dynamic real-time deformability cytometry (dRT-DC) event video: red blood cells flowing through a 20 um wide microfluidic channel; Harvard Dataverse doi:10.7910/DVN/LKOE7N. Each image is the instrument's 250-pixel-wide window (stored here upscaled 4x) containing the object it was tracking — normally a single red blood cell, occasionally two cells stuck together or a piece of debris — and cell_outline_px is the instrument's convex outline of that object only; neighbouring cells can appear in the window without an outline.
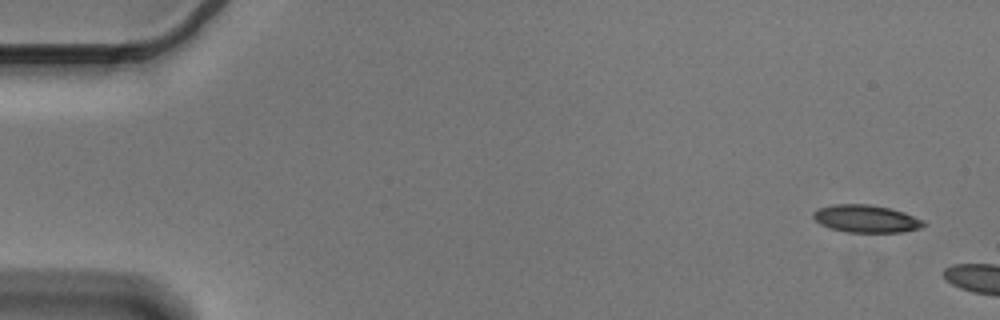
{"species": "Egyptian fruit bat (a non-hibernating species)", "species_latin": "Rousettus aegyptiacus", "temperature_condition": "cold", "stored_images_in_passage": 2, "camera_frame_rate_fps": 3000, "um_per_image_px": 0.085, "animal": {"sex": "male"}, "frame": {"image": 1, "passage_image": 1, "time_ms": 0.0, "image_size_px": [1000, 320], "cell_outline_px": [[928, 224], [920, 228], [900, 232], [844, 232], [820, 224], [812, 216], [812, 212], [820, 208], [832, 204], [868, 204], [888, 208], [904, 212], [924, 220]], "centroid_in_image_um": [73.63, 18.59], "position_along_channel_um": 11.4, "area_um2": 17.69}}